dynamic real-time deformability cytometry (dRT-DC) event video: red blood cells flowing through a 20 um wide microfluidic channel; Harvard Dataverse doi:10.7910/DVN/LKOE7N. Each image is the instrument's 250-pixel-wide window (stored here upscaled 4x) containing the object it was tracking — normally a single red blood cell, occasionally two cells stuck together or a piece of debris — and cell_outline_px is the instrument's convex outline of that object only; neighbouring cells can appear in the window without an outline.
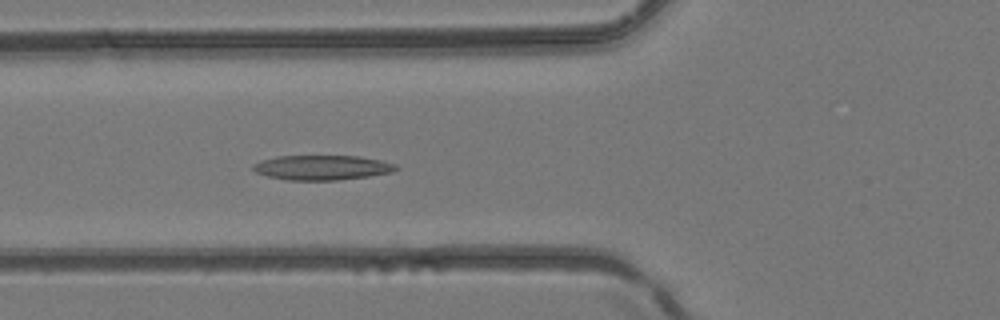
{"species": "common noctule bat (a hibernating species)", "species_latin": "Nyctalus noctula", "temperature_condition": "room temperature", "stored_images_in_passage": 43, "camera_frame_rate_fps": 3000, "um_per_image_px": 0.085, "animal": {"sex": "female", "body_mass_g": 24.6, "forearm_length_mm": 56.2}, "frame": {"image": 1, "passage_image": 16, "time_ms": 5.0, "image_size_px": [1000, 320], "cell_outline_px": [[400, 168], [392, 172], [368, 176], [336, 180], [288, 180], [268, 176], [256, 172], [252, 168], [252, 164], [260, 160], [276, 156], [360, 156], [384, 160], [396, 164]], "centroid_in_image_um": [27.4, 14.23], "position_along_channel_um": 98.4, "area_um2": 20.75}}
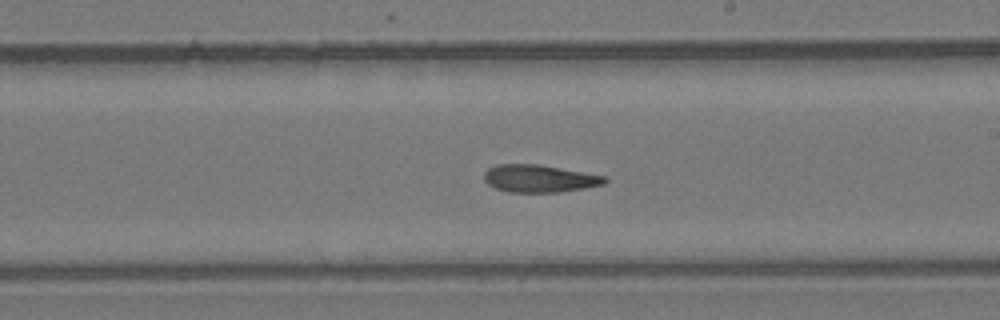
{"frame": {"image": 2, "passage_image": 25, "time_ms": 8.0, "image_size_px": [1000, 320], "cell_outline_px": [[608, 180], [604, 184], [584, 188], [560, 192], [508, 192], [496, 188], [488, 184], [484, 180], [484, 172], [488, 168], [496, 164], [540, 164], [608, 176]], "centroid_in_image_um": [45.87, 15.16], "position_along_channel_um": 243.1, "area_um2": 19.54}}
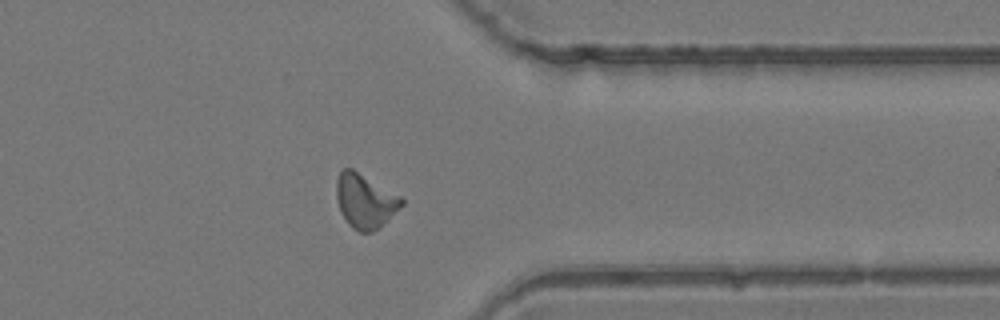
{"frame": {"image": 3, "passage_image": 34, "time_ms": 11.0, "image_size_px": [1000, 320], "cell_outline_px": [[404, 204], [388, 220], [372, 232], [360, 232], [352, 228], [348, 224], [340, 212], [336, 196], [336, 180], [340, 172], [344, 168], [352, 168], [400, 196], [404, 200]], "centroid_in_image_um": [31.01, 17.09], "position_along_channel_um": 380.4, "area_um2": 20.52}}